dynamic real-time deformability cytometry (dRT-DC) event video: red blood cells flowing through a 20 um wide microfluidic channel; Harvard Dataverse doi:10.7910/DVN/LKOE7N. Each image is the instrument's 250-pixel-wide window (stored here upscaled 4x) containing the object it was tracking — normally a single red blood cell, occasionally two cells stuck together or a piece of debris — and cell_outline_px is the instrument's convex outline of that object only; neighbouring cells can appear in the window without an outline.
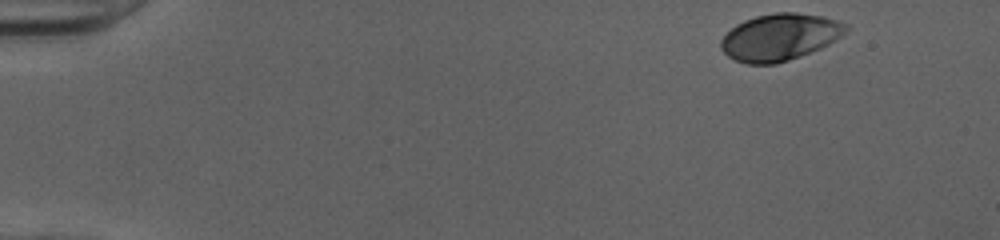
{"species": "human", "species_latin": "Homo sapiens", "temperature_condition": "cold", "stored_images_in_passage": 47, "camera_frame_rate_fps": 3000, "um_per_image_px": 0.085, "donor": {"sex": "female"}, "frame": {"image": 1, "passage_image": 1, "time_ms": 0.0, "image_size_px": [1000, 240], "cell_outline_px": [[848, 32], [828, 44], [820, 48], [800, 56], [776, 64], [748, 64], [736, 60], [728, 56], [720, 48], [720, 40], [736, 24], [744, 20], [756, 16], [776, 12], [796, 12], [824, 16], [848, 24]], "centroid_in_image_um": [66.3, 3.14], "position_along_channel_um": 18.7, "area_um2": 34.16}}
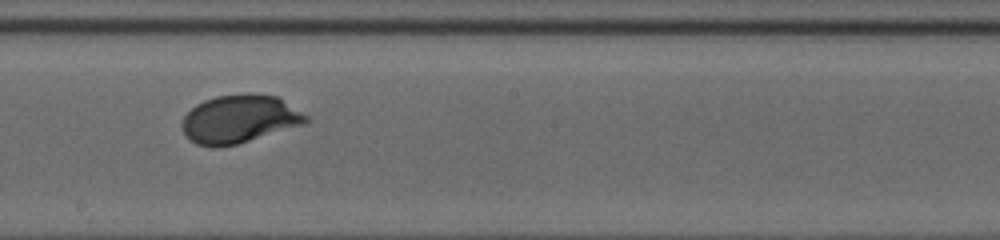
{"frame": {"image": 2, "passage_image": 26, "time_ms": 8.333, "image_size_px": [1000, 240], "cell_outline_px": [[308, 120], [304, 124], [236, 144], [216, 148], [212, 148], [196, 144], [184, 132], [180, 124], [184, 116], [196, 104], [204, 100], [216, 96], [280, 96], [308, 116]], "centroid_in_image_um": [20.33, 10.15], "position_along_channel_um": 227.9, "area_um2": 34.04}}
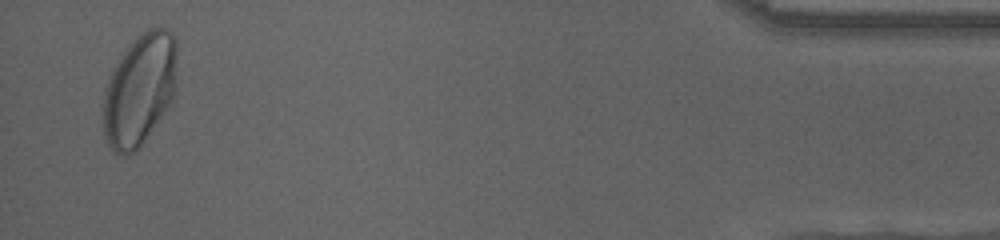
{"frame": {"image": 3, "passage_image": 46, "time_ms": 15.0, "image_size_px": [1000, 240], "cell_outline_px": [[176, 88], [172, 100], [140, 144], [132, 152], [124, 156], [120, 156], [112, 152], [104, 136], [104, 88], [108, 76], [124, 52], [148, 28], [164, 28], [172, 32], [176, 36]], "centroid_in_image_um": [11.86, 7.62], "position_along_channel_um": 423.3, "area_um2": 47.45}, "authors_computed_cell_mechanics": {"area_um2": 34.3332, "velocity_mm_per_s": 4.0082, "shape_relaxation_time_tau1_ms": 2.6203, "shape_relaxation_time_tau2_ms": null, "deformation_change_tau1": 0.1528, "deformation_change_tau2": null}}